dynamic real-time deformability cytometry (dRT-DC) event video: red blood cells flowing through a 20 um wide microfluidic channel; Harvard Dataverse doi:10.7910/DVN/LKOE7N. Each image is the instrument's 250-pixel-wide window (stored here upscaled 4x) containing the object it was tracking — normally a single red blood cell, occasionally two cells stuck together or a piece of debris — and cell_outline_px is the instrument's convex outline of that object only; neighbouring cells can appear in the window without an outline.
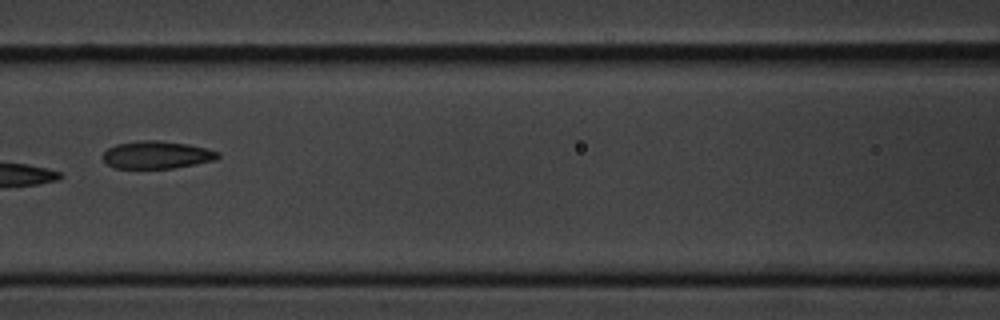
{"species": "common noctule bat (a hibernating species)", "species_latin": "Nyctalus noctula", "temperature_condition": "cold", "stored_images_in_passage": 10, "camera_frame_rate_fps": 3000, "um_per_image_px": 0.085, "animal": {"sex": "male", "body_mass_g": 20.1, "forearm_length_mm": 53.5}, "frame": {"image": 1, "passage_image": 7, "time_ms": 7.0, "image_size_px": [1000, 320], "cell_outline_px": [[220, 156], [216, 160], [172, 168], [116, 168], [108, 164], [104, 160], [104, 152], [108, 148], [116, 144], [140, 140], [160, 140], [188, 144], [220, 152]], "centroid_in_image_um": [13.34, 13.15], "position_along_channel_um": 153.3, "area_um2": 18.38}}
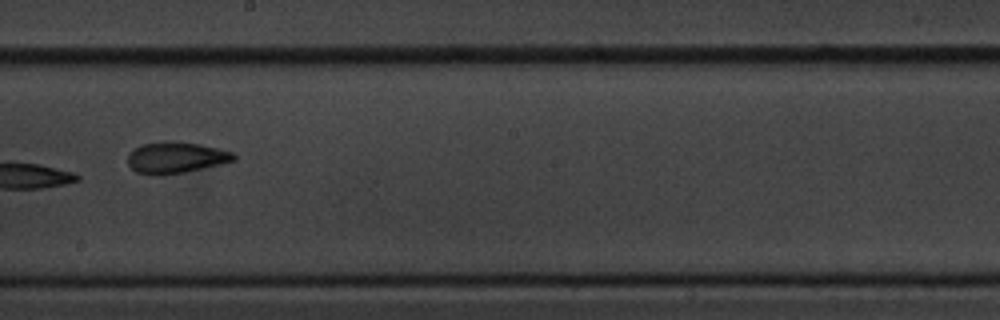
{"frame": {"image": 2, "passage_image": 9, "time_ms": 9.333, "image_size_px": [1000, 320], "cell_outline_px": [[236, 160], [220, 164], [184, 172], [164, 176], [156, 176], [136, 172], [128, 164], [128, 156], [132, 148], [140, 144], [164, 140], [200, 144], [232, 152], [236, 156]], "centroid_in_image_um": [14.89, 13.39], "position_along_channel_um": 233.3, "area_um2": 19.54}}
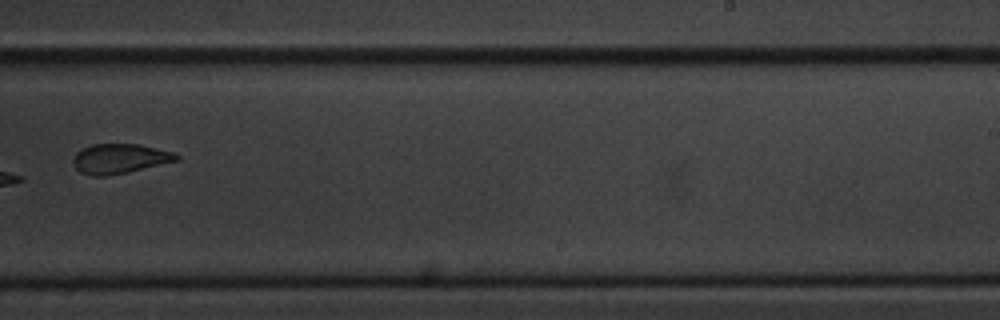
{"frame": {"image": 3, "passage_image": 10, "time_ms": 10.667, "image_size_px": [1000, 320], "cell_outline_px": [[180, 160], [128, 172], [108, 176], [92, 176], [80, 172], [76, 168], [72, 160], [76, 152], [80, 148], [92, 144], [140, 144], [172, 152], [180, 156]], "centroid_in_image_um": [10.16, 13.48], "position_along_channel_um": 278.8, "area_um2": 18.03}}